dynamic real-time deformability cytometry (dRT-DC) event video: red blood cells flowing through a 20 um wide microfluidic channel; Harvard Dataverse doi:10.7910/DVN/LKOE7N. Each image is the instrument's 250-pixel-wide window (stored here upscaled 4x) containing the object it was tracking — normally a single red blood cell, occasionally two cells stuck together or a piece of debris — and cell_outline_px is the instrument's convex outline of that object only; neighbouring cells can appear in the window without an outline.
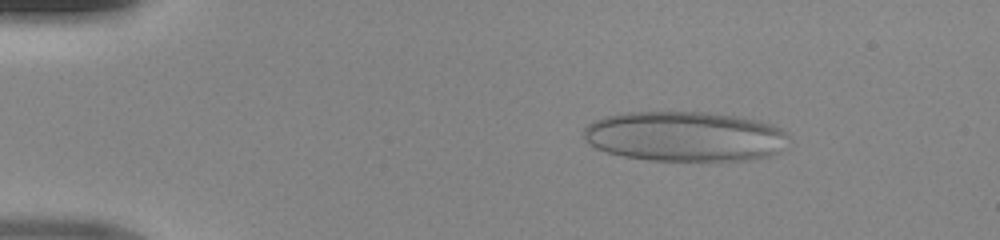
{"species": "human", "species_latin": "Homo sapiens", "temperature_condition": "room temperature", "stored_images_in_passage": 47, "camera_frame_rate_fps": 3000, "um_per_image_px": 0.085, "donor": {"sex": "male"}, "frame": {"image": 1, "passage_image": 7, "time_ms": 2.0, "image_size_px": [1000, 240], "cell_outline_px": [[788, 136], [776, 152], [768, 156], [752, 160], [648, 160], [624, 156], [608, 152], [596, 148], [588, 144], [584, 136], [584, 128], [588, 124], [604, 116], [624, 112], [708, 112], [736, 116], [756, 120], [772, 124], [780, 128]], "centroid_in_image_um": [58.16, 11.58], "position_along_channel_um": 26.8, "area_um2": 59.48}}
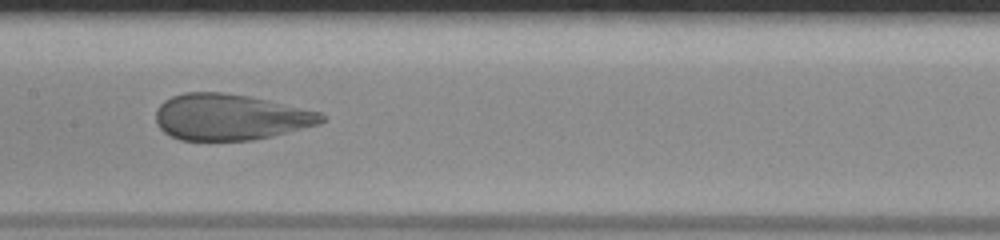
{"frame": {"image": 2, "passage_image": 24, "time_ms": 7.667, "image_size_px": [1000, 240], "cell_outline_px": [[324, 120], [320, 124], [272, 136], [252, 140], [180, 140], [164, 132], [156, 124], [156, 112], [160, 104], [164, 100], [172, 96], [184, 92], [224, 92], [248, 96], [268, 100], [320, 112], [324, 116]], "centroid_in_image_um": [19.54, 9.95], "position_along_channel_um": 187.9, "area_um2": 44.45}}
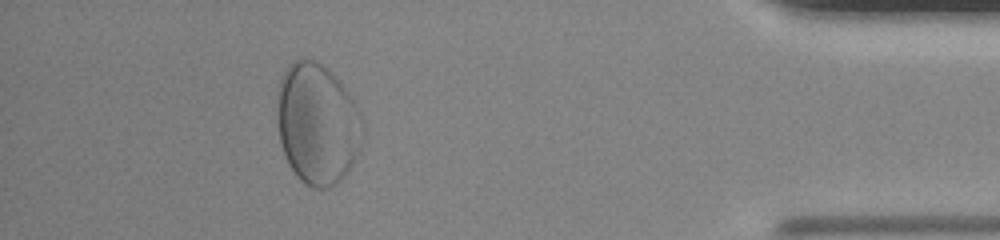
{"frame": {"image": 3, "passage_image": 43, "time_ms": 14.0, "image_size_px": [1000, 240], "cell_outline_px": [[364, 128], [360, 148], [348, 172], [336, 184], [328, 188], [312, 188], [304, 184], [296, 176], [288, 164], [280, 140], [276, 92], [280, 80], [288, 64], [296, 60], [316, 60], [328, 68], [336, 76], [352, 96], [364, 116]], "centroid_in_image_um": [27.0, 10.52], "position_along_channel_um": 408.2, "area_um2": 61.15}}